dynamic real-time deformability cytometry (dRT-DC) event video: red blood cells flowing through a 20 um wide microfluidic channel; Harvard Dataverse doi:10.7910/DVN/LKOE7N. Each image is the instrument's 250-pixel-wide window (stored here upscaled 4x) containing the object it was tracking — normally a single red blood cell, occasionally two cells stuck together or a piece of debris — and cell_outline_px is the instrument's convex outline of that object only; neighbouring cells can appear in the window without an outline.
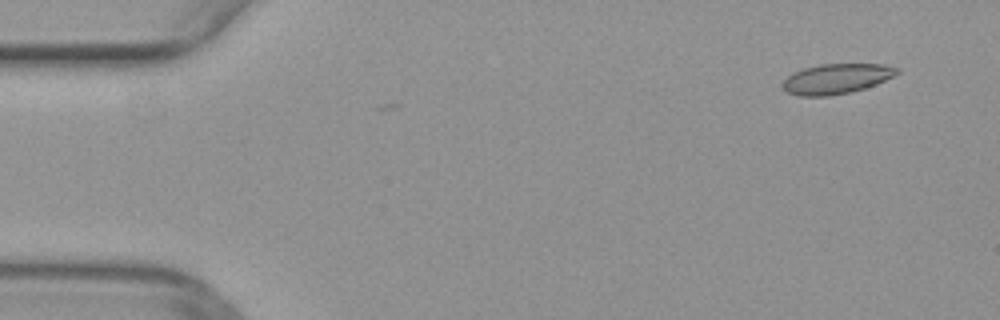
{"species": "common noctule bat (a hibernating species)", "species_latin": "Nyctalus noctula", "temperature_condition": "warm", "stored_images_in_passage": 3, "camera_frame_rate_fps": 3000, "um_per_image_px": 0.085, "animal": {"sex": "female", "body_mass_g": 29.2, "forearm_length_mm": 56.3}, "frame": {"image": 1, "passage_image": 1, "time_ms": 0.0, "image_size_px": [1000, 320], "cell_outline_px": [[900, 72], [876, 84], [852, 92], [828, 96], [800, 96], [788, 92], [780, 84], [792, 72], [804, 68], [820, 64], [884, 64], [900, 68]], "centroid_in_image_um": [71.09, 6.69], "position_along_channel_um": 13.9, "area_um2": 20.06}}